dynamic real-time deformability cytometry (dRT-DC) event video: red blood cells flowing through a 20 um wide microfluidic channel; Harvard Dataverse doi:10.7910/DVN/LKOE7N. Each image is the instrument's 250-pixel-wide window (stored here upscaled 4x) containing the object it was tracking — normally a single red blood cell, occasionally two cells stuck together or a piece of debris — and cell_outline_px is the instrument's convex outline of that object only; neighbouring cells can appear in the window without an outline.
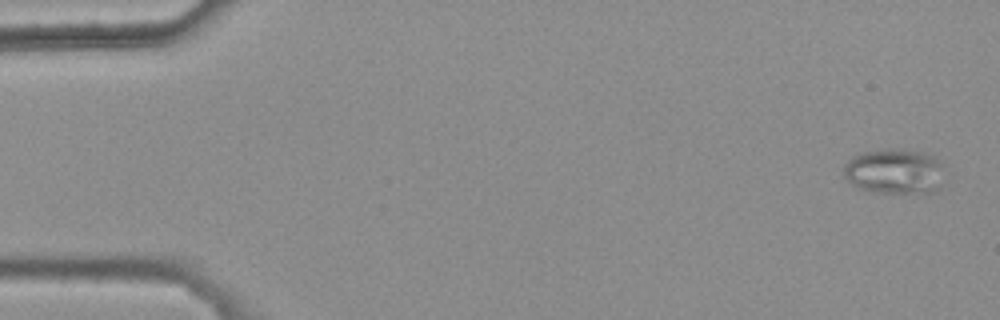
{"species": "common noctule bat (a hibernating species)", "species_latin": "Nyctalus noctula", "temperature_condition": "warm", "stored_images_in_passage": 5, "camera_frame_rate_fps": 3000, "um_per_image_px": 0.085, "animal": {"sex": "female", "body_mass_g": 25.1}, "frame": {"image": 1, "passage_image": 1, "time_ms": 0.0, "image_size_px": [1000, 320], "cell_outline_px": [[940, 188], [936, 192], [872, 192], [860, 188], [852, 184], [844, 176], [844, 164], [852, 156], [860, 152], [892, 148], [896, 148], [928, 152], [936, 156], [940, 164]], "centroid_in_image_um": [76.0, 14.53], "position_along_channel_um": 9.0, "area_um2": 26.59}}